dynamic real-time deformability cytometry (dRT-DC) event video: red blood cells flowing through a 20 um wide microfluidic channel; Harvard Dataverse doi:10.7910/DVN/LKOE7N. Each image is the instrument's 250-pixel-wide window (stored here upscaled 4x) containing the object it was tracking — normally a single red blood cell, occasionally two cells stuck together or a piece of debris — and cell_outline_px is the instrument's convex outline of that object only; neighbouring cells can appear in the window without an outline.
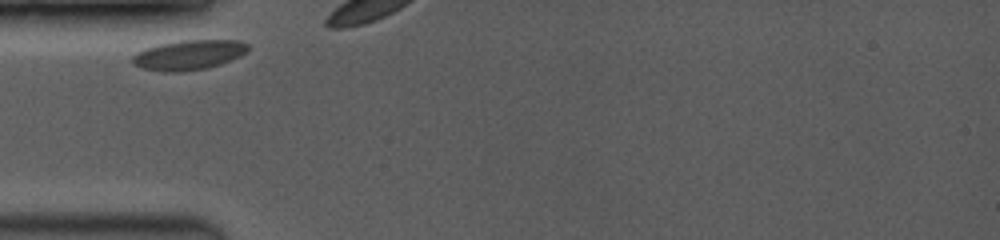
{"species": "common noctule bat (a hibernating species)", "species_latin": "Nyctalus noctula", "temperature_condition": "room temperature", "stored_images_in_passage": 5, "camera_frame_rate_fps": 3500, "um_per_image_px": 0.085, "animal": {"sex": "female", "body_mass_g": 19.0, "forearm_length_mm": 53.3}, "frame": {"image": 1, "passage_image": 1, "time_ms": 0.0, "image_size_px": [1000, 240], "cell_outline_px": [[248, 52], [240, 56], [220, 64], [208, 68], [180, 72], [160, 72], [140, 68], [132, 64], [132, 56], [136, 52], [144, 48], [160, 44], [180, 40], [240, 40], [248, 44]], "centroid_in_image_um": [16.01, 4.67], "position_along_channel_um": 69.0, "area_um2": 20.4}}